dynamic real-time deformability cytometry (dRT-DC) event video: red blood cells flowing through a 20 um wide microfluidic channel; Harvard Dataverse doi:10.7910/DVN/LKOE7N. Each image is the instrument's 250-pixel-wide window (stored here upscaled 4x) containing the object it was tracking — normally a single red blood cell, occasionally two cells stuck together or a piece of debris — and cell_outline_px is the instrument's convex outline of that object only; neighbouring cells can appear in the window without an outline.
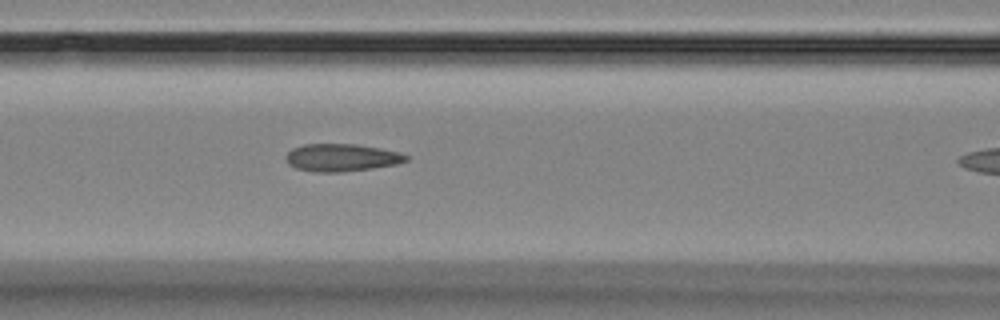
{"species": "Egyptian fruit bat (a non-hibernating species)", "species_latin": "Rousettus aegyptiacus", "temperature_condition": "room temperature", "stored_images_in_passage": 5, "camera_frame_rate_fps": 3000, "um_per_image_px": 0.085, "animal": {"sex": "female"}, "frame": {"image": 1, "passage_image": 4, "time_ms": 3.333, "image_size_px": [1000, 320], "cell_outline_px": [[408, 160], [396, 164], [372, 168], [340, 172], [316, 172], [296, 168], [288, 164], [288, 152], [292, 148], [304, 144], [356, 144], [380, 148], [400, 152], [408, 156]], "centroid_in_image_um": [29.05, 13.39], "position_along_channel_um": 137.5, "area_um2": 19.13}}